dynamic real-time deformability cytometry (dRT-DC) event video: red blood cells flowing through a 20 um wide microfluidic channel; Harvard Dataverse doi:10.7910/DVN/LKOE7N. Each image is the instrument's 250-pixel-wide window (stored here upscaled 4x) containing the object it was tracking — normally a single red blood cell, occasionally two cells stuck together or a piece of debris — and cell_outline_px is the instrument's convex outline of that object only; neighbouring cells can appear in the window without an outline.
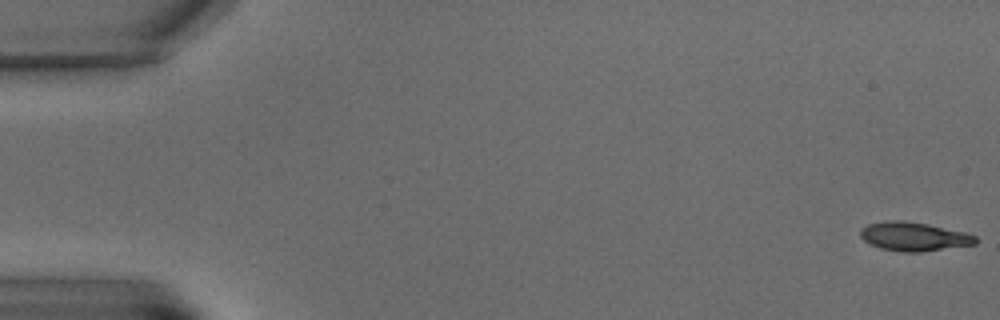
{"species": "common noctule bat (a hibernating species)", "species_latin": "Nyctalus noctula", "temperature_condition": "warm", "stored_images_in_passage": 6, "camera_frame_rate_fps": 3000, "um_per_image_px": 0.085, "animal": {"sex": "male", "body_mass_g": 15.6}, "frame": {"image": 1, "passage_image": 1, "time_ms": 0.0, "image_size_px": [1000, 320], "cell_outline_px": [[976, 244], [920, 252], [904, 252], [880, 248], [864, 240], [860, 236], [860, 228], [868, 224], [884, 220], [904, 220], [928, 224], [964, 232], [976, 236]], "centroid_in_image_um": [77.65, 20.09], "position_along_channel_um": 7.3, "area_um2": 19.31}}
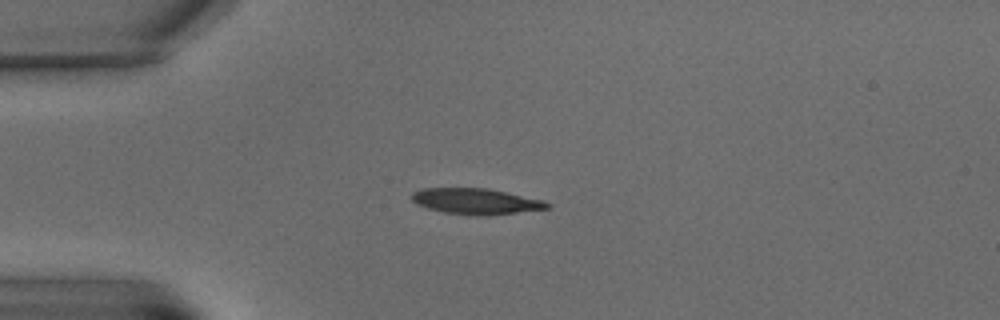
{"frame": {"image": 2, "passage_image": 5, "time_ms": 6.0, "image_size_px": [1000, 320], "cell_outline_px": [[552, 204], [548, 208], [488, 216], [476, 216], [444, 212], [428, 208], [416, 204], [412, 200], [412, 192], [424, 188], [488, 188], [544, 200]], "centroid_in_image_um": [40.46, 17.11], "position_along_channel_um": 44.5, "area_um2": 20.46}}